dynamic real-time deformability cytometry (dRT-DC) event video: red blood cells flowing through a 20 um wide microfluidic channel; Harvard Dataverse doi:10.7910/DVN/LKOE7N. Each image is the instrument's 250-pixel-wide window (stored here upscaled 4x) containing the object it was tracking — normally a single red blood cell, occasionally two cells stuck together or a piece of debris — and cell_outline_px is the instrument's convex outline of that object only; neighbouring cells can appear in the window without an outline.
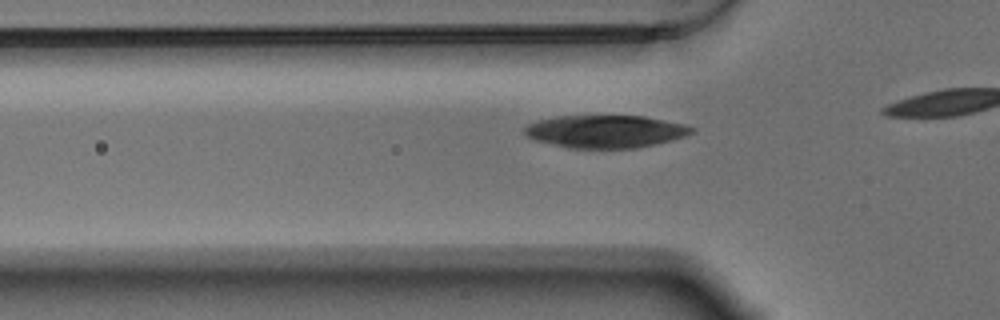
{"species": "Egyptian fruit bat (a non-hibernating species)", "species_latin": "Rousettus aegyptiacus", "temperature_condition": "warm", "stored_images_in_passage": 11, "camera_frame_rate_fps": 3000, "um_per_image_px": 0.085, "animal": {"sex": "male"}, "frame": {"image": 1, "passage_image": 5, "time_ms": 1.333, "image_size_px": [1000, 320], "cell_outline_px": [[696, 128], [692, 132], [684, 136], [672, 140], [636, 148], [568, 148], [532, 140], [524, 136], [524, 128], [528, 124], [536, 120], [556, 116], [644, 116], [688, 124]], "centroid_in_image_um": [51.43, 11.17], "position_along_channel_um": 74.4, "area_um2": 32.14}}
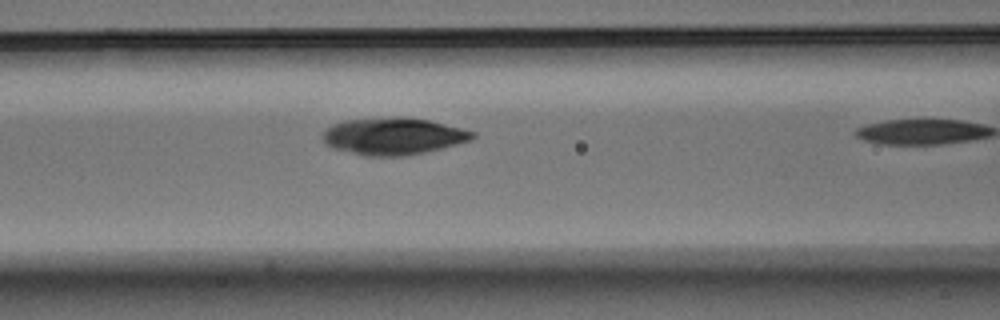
{"frame": {"image": 2, "passage_image": 10, "time_ms": 3.0, "image_size_px": [1000, 320], "cell_outline_px": [[476, 136], [472, 140], [424, 152], [404, 156], [364, 156], [332, 148], [324, 144], [324, 132], [332, 124], [344, 120], [392, 116], [396, 116], [428, 120], [476, 132]], "centroid_in_image_um": [33.4, 11.57], "position_along_channel_um": 133.2, "area_um2": 32.31}}